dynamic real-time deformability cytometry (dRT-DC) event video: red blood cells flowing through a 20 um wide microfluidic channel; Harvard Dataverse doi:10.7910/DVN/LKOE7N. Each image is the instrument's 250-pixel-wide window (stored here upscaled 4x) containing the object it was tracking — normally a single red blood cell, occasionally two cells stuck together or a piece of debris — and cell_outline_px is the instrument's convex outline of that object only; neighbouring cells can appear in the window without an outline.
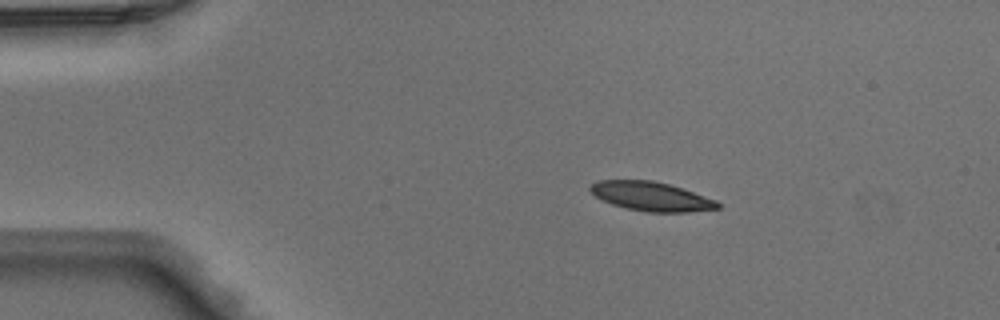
{"species": "Egyptian fruit bat (a non-hibernating species)", "species_latin": "Rousettus aegyptiacus", "temperature_condition": "warm", "stored_images_in_passage": 40, "camera_frame_rate_fps": 3000, "um_per_image_px": 0.085, "animal": {"sex": "male"}, "frame": {"image": 1, "passage_image": 1, "time_ms": 0.0, "image_size_px": [1000, 320], "cell_outline_px": [[720, 208], [688, 212], [648, 212], [628, 208], [612, 204], [600, 200], [588, 188], [596, 180], [652, 180], [668, 184], [716, 200], [720, 204]], "centroid_in_image_um": [55.32, 16.69], "position_along_channel_um": 29.7, "area_um2": 21.39}}
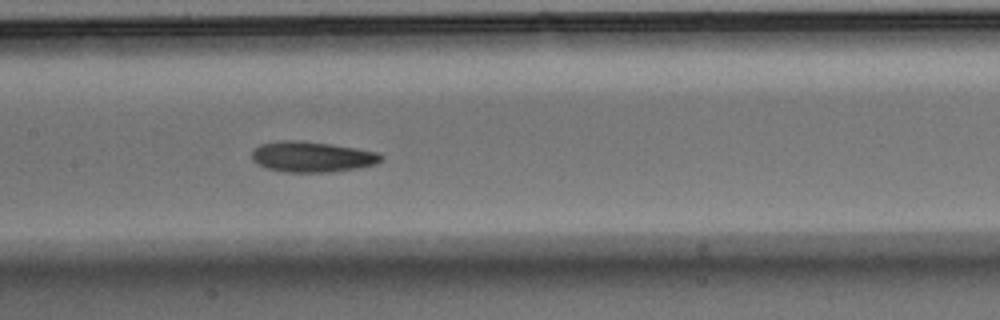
{"frame": {"image": 2, "passage_image": 16, "time_ms": 5.0, "image_size_px": [1000, 320], "cell_outline_px": [[384, 156], [376, 164], [360, 168], [332, 172], [284, 172], [264, 168], [256, 164], [252, 160], [252, 148], [260, 144], [280, 140], [300, 140], [356, 148], [380, 152]], "centroid_in_image_um": [26.49, 13.33], "position_along_channel_um": 180.9, "area_um2": 23.41}}
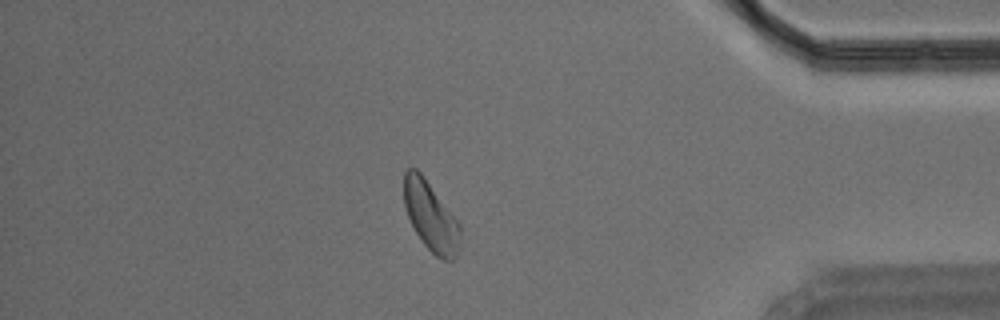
{"frame": {"image": 3, "passage_image": 34, "time_ms": 11.0, "image_size_px": [1000, 320], "cell_outline_px": [[460, 252], [452, 260], [444, 260], [436, 256], [424, 244], [416, 232], [408, 216], [404, 204], [404, 172], [408, 168], [416, 168], [424, 176], [460, 224]], "centroid_in_image_um": [36.63, 18.4], "position_along_channel_um": 398.6, "area_um2": 22.6}}